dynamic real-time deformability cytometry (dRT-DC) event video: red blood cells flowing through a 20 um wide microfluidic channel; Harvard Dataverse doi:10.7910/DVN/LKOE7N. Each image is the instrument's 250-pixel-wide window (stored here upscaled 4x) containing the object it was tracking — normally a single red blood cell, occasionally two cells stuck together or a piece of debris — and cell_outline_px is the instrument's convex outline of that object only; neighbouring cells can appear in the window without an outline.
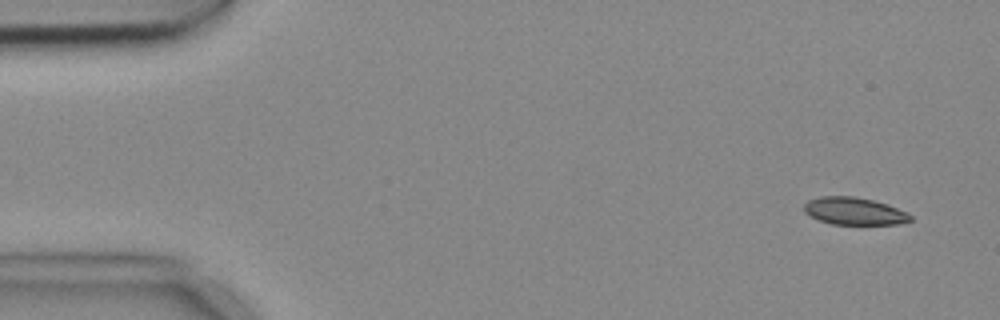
{"species": "common noctule bat (a hibernating species)", "species_latin": "Nyctalus noctula", "temperature_condition": "cold", "stored_images_in_passage": 4, "camera_frame_rate_fps": 3000, "um_per_image_px": 0.085, "animal": {"sex": "female", "body_mass_g": 18.4}, "frame": {"image": 1, "passage_image": 1, "time_ms": 0.0, "image_size_px": [1000, 320], "cell_outline_px": [[912, 220], [900, 224], [832, 224], [820, 220], [804, 212], [804, 204], [808, 200], [820, 196], [852, 196], [872, 200], [908, 212], [912, 216]], "centroid_in_image_um": [72.61, 17.95], "position_along_channel_um": 12.4, "area_um2": 16.82}}
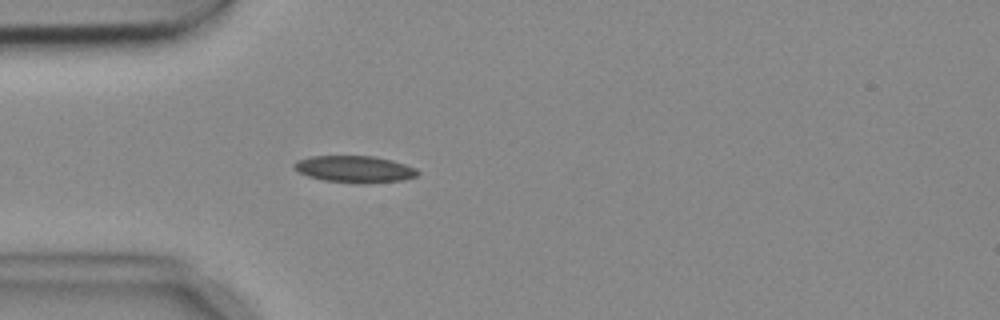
{"frame": {"image": 2, "passage_image": 4, "time_ms": 1.0, "image_size_px": [1000, 320], "cell_outline_px": [[420, 172], [416, 176], [400, 180], [364, 184], [360, 184], [324, 180], [308, 176], [292, 168], [292, 164], [296, 160], [312, 156], [372, 156], [392, 160], [416, 168]], "centroid_in_image_um": [30.11, 14.38], "position_along_channel_um": 54.9, "area_um2": 19.31}}